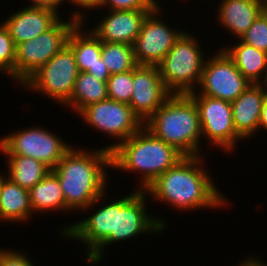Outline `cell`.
Listing matches in <instances>:
<instances>
[{
    "instance_id": "obj_1",
    "label": "cell",
    "mask_w": 267,
    "mask_h": 266,
    "mask_svg": "<svg viewBox=\"0 0 267 266\" xmlns=\"http://www.w3.org/2000/svg\"><path fill=\"white\" fill-rule=\"evenodd\" d=\"M132 192L107 204L104 202L89 217L62 225L59 234L85 243L86 261L94 266L103 261V253L110 244L137 238L141 234L163 232L168 225L165 218L146 211L147 193L137 188Z\"/></svg>"
},
{
    "instance_id": "obj_2",
    "label": "cell",
    "mask_w": 267,
    "mask_h": 266,
    "mask_svg": "<svg viewBox=\"0 0 267 266\" xmlns=\"http://www.w3.org/2000/svg\"><path fill=\"white\" fill-rule=\"evenodd\" d=\"M204 158L203 155L184 156L144 191L152 200L177 211L224 208L227 199L212 181L207 168L201 166Z\"/></svg>"
},
{
    "instance_id": "obj_3",
    "label": "cell",
    "mask_w": 267,
    "mask_h": 266,
    "mask_svg": "<svg viewBox=\"0 0 267 266\" xmlns=\"http://www.w3.org/2000/svg\"><path fill=\"white\" fill-rule=\"evenodd\" d=\"M95 149L72 146L52 169L60 182L67 213L91 210L107 195L106 169L111 168V152L104 147Z\"/></svg>"
},
{
    "instance_id": "obj_4",
    "label": "cell",
    "mask_w": 267,
    "mask_h": 266,
    "mask_svg": "<svg viewBox=\"0 0 267 266\" xmlns=\"http://www.w3.org/2000/svg\"><path fill=\"white\" fill-rule=\"evenodd\" d=\"M184 156L173 146L155 137L144 126L111 151V168L141 174L139 190H145L162 173Z\"/></svg>"
},
{
    "instance_id": "obj_5",
    "label": "cell",
    "mask_w": 267,
    "mask_h": 266,
    "mask_svg": "<svg viewBox=\"0 0 267 266\" xmlns=\"http://www.w3.org/2000/svg\"><path fill=\"white\" fill-rule=\"evenodd\" d=\"M144 127L183 156L202 155L199 112L189 94H171Z\"/></svg>"
},
{
    "instance_id": "obj_6",
    "label": "cell",
    "mask_w": 267,
    "mask_h": 266,
    "mask_svg": "<svg viewBox=\"0 0 267 266\" xmlns=\"http://www.w3.org/2000/svg\"><path fill=\"white\" fill-rule=\"evenodd\" d=\"M199 44V40L185 31L157 65L161 79L171 94L197 91L206 60Z\"/></svg>"
},
{
    "instance_id": "obj_7",
    "label": "cell",
    "mask_w": 267,
    "mask_h": 266,
    "mask_svg": "<svg viewBox=\"0 0 267 266\" xmlns=\"http://www.w3.org/2000/svg\"><path fill=\"white\" fill-rule=\"evenodd\" d=\"M69 15L68 21L60 18L50 29L36 38L16 45V84L23 85L67 44L71 31L81 21L70 13Z\"/></svg>"
},
{
    "instance_id": "obj_8",
    "label": "cell",
    "mask_w": 267,
    "mask_h": 266,
    "mask_svg": "<svg viewBox=\"0 0 267 266\" xmlns=\"http://www.w3.org/2000/svg\"><path fill=\"white\" fill-rule=\"evenodd\" d=\"M79 70L72 48L66 44L41 66L23 85L30 92L43 94L64 106L71 97Z\"/></svg>"
},
{
    "instance_id": "obj_9",
    "label": "cell",
    "mask_w": 267,
    "mask_h": 266,
    "mask_svg": "<svg viewBox=\"0 0 267 266\" xmlns=\"http://www.w3.org/2000/svg\"><path fill=\"white\" fill-rule=\"evenodd\" d=\"M55 132L44 127L31 126L13 131L0 138L3 155H23L43 162L51 170L72 147Z\"/></svg>"
},
{
    "instance_id": "obj_10",
    "label": "cell",
    "mask_w": 267,
    "mask_h": 266,
    "mask_svg": "<svg viewBox=\"0 0 267 266\" xmlns=\"http://www.w3.org/2000/svg\"><path fill=\"white\" fill-rule=\"evenodd\" d=\"M86 124L106 133L105 136L118 138L104 148L110 152L120 143L137 133L143 126L142 120L133 112L129 104L106 99L85 107L79 114Z\"/></svg>"
},
{
    "instance_id": "obj_11",
    "label": "cell",
    "mask_w": 267,
    "mask_h": 266,
    "mask_svg": "<svg viewBox=\"0 0 267 266\" xmlns=\"http://www.w3.org/2000/svg\"><path fill=\"white\" fill-rule=\"evenodd\" d=\"M205 60L197 91L189 95H205L224 101H234L250 84L237 69L235 62L219 48ZM200 90V91H198Z\"/></svg>"
},
{
    "instance_id": "obj_12",
    "label": "cell",
    "mask_w": 267,
    "mask_h": 266,
    "mask_svg": "<svg viewBox=\"0 0 267 266\" xmlns=\"http://www.w3.org/2000/svg\"><path fill=\"white\" fill-rule=\"evenodd\" d=\"M199 112L201 135L208 144L231 152L237 148V140H244L235 130L231 102L205 95H190Z\"/></svg>"
},
{
    "instance_id": "obj_13",
    "label": "cell",
    "mask_w": 267,
    "mask_h": 266,
    "mask_svg": "<svg viewBox=\"0 0 267 266\" xmlns=\"http://www.w3.org/2000/svg\"><path fill=\"white\" fill-rule=\"evenodd\" d=\"M161 9L157 7L147 15L135 39L133 51L138 65L157 66L185 32L163 22Z\"/></svg>"
},
{
    "instance_id": "obj_14",
    "label": "cell",
    "mask_w": 267,
    "mask_h": 266,
    "mask_svg": "<svg viewBox=\"0 0 267 266\" xmlns=\"http://www.w3.org/2000/svg\"><path fill=\"white\" fill-rule=\"evenodd\" d=\"M132 89L129 105L143 123L171 95L161 79L157 66L137 65L133 69Z\"/></svg>"
},
{
    "instance_id": "obj_15",
    "label": "cell",
    "mask_w": 267,
    "mask_h": 266,
    "mask_svg": "<svg viewBox=\"0 0 267 266\" xmlns=\"http://www.w3.org/2000/svg\"><path fill=\"white\" fill-rule=\"evenodd\" d=\"M152 11L154 10H106L107 15L103 19L101 17L96 27L90 30L101 41L133 45L143 21Z\"/></svg>"
},
{
    "instance_id": "obj_16",
    "label": "cell",
    "mask_w": 267,
    "mask_h": 266,
    "mask_svg": "<svg viewBox=\"0 0 267 266\" xmlns=\"http://www.w3.org/2000/svg\"><path fill=\"white\" fill-rule=\"evenodd\" d=\"M59 14V15H58ZM60 13L44 7L25 6L2 22L8 29L15 45L36 38L50 29L59 19Z\"/></svg>"
},
{
    "instance_id": "obj_17",
    "label": "cell",
    "mask_w": 267,
    "mask_h": 266,
    "mask_svg": "<svg viewBox=\"0 0 267 266\" xmlns=\"http://www.w3.org/2000/svg\"><path fill=\"white\" fill-rule=\"evenodd\" d=\"M266 95L265 84L251 83L231 102L233 124L236 132L243 139H250L256 131L259 132L261 111Z\"/></svg>"
},
{
    "instance_id": "obj_18",
    "label": "cell",
    "mask_w": 267,
    "mask_h": 266,
    "mask_svg": "<svg viewBox=\"0 0 267 266\" xmlns=\"http://www.w3.org/2000/svg\"><path fill=\"white\" fill-rule=\"evenodd\" d=\"M267 0H220L217 8L222 28L240 39L265 10Z\"/></svg>"
},
{
    "instance_id": "obj_19",
    "label": "cell",
    "mask_w": 267,
    "mask_h": 266,
    "mask_svg": "<svg viewBox=\"0 0 267 266\" xmlns=\"http://www.w3.org/2000/svg\"><path fill=\"white\" fill-rule=\"evenodd\" d=\"M231 47H220L235 62L241 74L253 84L267 81V53L243 43L240 39Z\"/></svg>"
},
{
    "instance_id": "obj_20",
    "label": "cell",
    "mask_w": 267,
    "mask_h": 266,
    "mask_svg": "<svg viewBox=\"0 0 267 266\" xmlns=\"http://www.w3.org/2000/svg\"><path fill=\"white\" fill-rule=\"evenodd\" d=\"M32 214L28 189L20 187L4 176L0 181L1 222H26L32 218Z\"/></svg>"
},
{
    "instance_id": "obj_21",
    "label": "cell",
    "mask_w": 267,
    "mask_h": 266,
    "mask_svg": "<svg viewBox=\"0 0 267 266\" xmlns=\"http://www.w3.org/2000/svg\"><path fill=\"white\" fill-rule=\"evenodd\" d=\"M85 25L80 21L67 41L74 52L79 72H87L89 68L105 64L101 57V40L91 30H86Z\"/></svg>"
},
{
    "instance_id": "obj_22",
    "label": "cell",
    "mask_w": 267,
    "mask_h": 266,
    "mask_svg": "<svg viewBox=\"0 0 267 266\" xmlns=\"http://www.w3.org/2000/svg\"><path fill=\"white\" fill-rule=\"evenodd\" d=\"M28 191L34 214L49 211L65 212V198L58 177L52 170Z\"/></svg>"
},
{
    "instance_id": "obj_23",
    "label": "cell",
    "mask_w": 267,
    "mask_h": 266,
    "mask_svg": "<svg viewBox=\"0 0 267 266\" xmlns=\"http://www.w3.org/2000/svg\"><path fill=\"white\" fill-rule=\"evenodd\" d=\"M108 99L107 83L87 72H79L70 100L63 106L79 114L85 107Z\"/></svg>"
},
{
    "instance_id": "obj_24",
    "label": "cell",
    "mask_w": 267,
    "mask_h": 266,
    "mask_svg": "<svg viewBox=\"0 0 267 266\" xmlns=\"http://www.w3.org/2000/svg\"><path fill=\"white\" fill-rule=\"evenodd\" d=\"M7 172L5 175L20 187L30 189L40 182L51 170L43 162L23 155H5Z\"/></svg>"
},
{
    "instance_id": "obj_25",
    "label": "cell",
    "mask_w": 267,
    "mask_h": 266,
    "mask_svg": "<svg viewBox=\"0 0 267 266\" xmlns=\"http://www.w3.org/2000/svg\"><path fill=\"white\" fill-rule=\"evenodd\" d=\"M101 57L111 75L133 70L138 64L133 45L101 41Z\"/></svg>"
},
{
    "instance_id": "obj_26",
    "label": "cell",
    "mask_w": 267,
    "mask_h": 266,
    "mask_svg": "<svg viewBox=\"0 0 267 266\" xmlns=\"http://www.w3.org/2000/svg\"><path fill=\"white\" fill-rule=\"evenodd\" d=\"M108 99L130 103L133 92V70L113 74L107 80Z\"/></svg>"
},
{
    "instance_id": "obj_27",
    "label": "cell",
    "mask_w": 267,
    "mask_h": 266,
    "mask_svg": "<svg viewBox=\"0 0 267 266\" xmlns=\"http://www.w3.org/2000/svg\"><path fill=\"white\" fill-rule=\"evenodd\" d=\"M15 57L16 45L11 38L8 29L0 24V73L7 75L15 82Z\"/></svg>"
},
{
    "instance_id": "obj_28",
    "label": "cell",
    "mask_w": 267,
    "mask_h": 266,
    "mask_svg": "<svg viewBox=\"0 0 267 266\" xmlns=\"http://www.w3.org/2000/svg\"><path fill=\"white\" fill-rule=\"evenodd\" d=\"M240 40L267 53V11L264 10Z\"/></svg>"
},
{
    "instance_id": "obj_29",
    "label": "cell",
    "mask_w": 267,
    "mask_h": 266,
    "mask_svg": "<svg viewBox=\"0 0 267 266\" xmlns=\"http://www.w3.org/2000/svg\"><path fill=\"white\" fill-rule=\"evenodd\" d=\"M102 7H108V10H155L163 6L156 0H99L95 9Z\"/></svg>"
},
{
    "instance_id": "obj_30",
    "label": "cell",
    "mask_w": 267,
    "mask_h": 266,
    "mask_svg": "<svg viewBox=\"0 0 267 266\" xmlns=\"http://www.w3.org/2000/svg\"><path fill=\"white\" fill-rule=\"evenodd\" d=\"M29 255L21 250L0 249V266H34Z\"/></svg>"
},
{
    "instance_id": "obj_31",
    "label": "cell",
    "mask_w": 267,
    "mask_h": 266,
    "mask_svg": "<svg viewBox=\"0 0 267 266\" xmlns=\"http://www.w3.org/2000/svg\"><path fill=\"white\" fill-rule=\"evenodd\" d=\"M65 1H67V3H72V5L74 4L73 6H76L75 9L80 10H72L71 15L79 18L82 22H86V20L88 19L87 17H85L86 11L95 9L99 2V0H64V3ZM80 8H82V10Z\"/></svg>"
},
{
    "instance_id": "obj_32",
    "label": "cell",
    "mask_w": 267,
    "mask_h": 266,
    "mask_svg": "<svg viewBox=\"0 0 267 266\" xmlns=\"http://www.w3.org/2000/svg\"><path fill=\"white\" fill-rule=\"evenodd\" d=\"M87 73L93 75L96 79L104 82H107L108 78L111 76L106 67V64L96 65L93 68H89Z\"/></svg>"
},
{
    "instance_id": "obj_33",
    "label": "cell",
    "mask_w": 267,
    "mask_h": 266,
    "mask_svg": "<svg viewBox=\"0 0 267 266\" xmlns=\"http://www.w3.org/2000/svg\"><path fill=\"white\" fill-rule=\"evenodd\" d=\"M64 3V0H31L29 7H44L56 10L60 12V4ZM59 7V8H58Z\"/></svg>"
},
{
    "instance_id": "obj_34",
    "label": "cell",
    "mask_w": 267,
    "mask_h": 266,
    "mask_svg": "<svg viewBox=\"0 0 267 266\" xmlns=\"http://www.w3.org/2000/svg\"><path fill=\"white\" fill-rule=\"evenodd\" d=\"M265 129L267 131V95L264 99L262 111H261V117H260V124H259V131L260 129Z\"/></svg>"
},
{
    "instance_id": "obj_35",
    "label": "cell",
    "mask_w": 267,
    "mask_h": 266,
    "mask_svg": "<svg viewBox=\"0 0 267 266\" xmlns=\"http://www.w3.org/2000/svg\"><path fill=\"white\" fill-rule=\"evenodd\" d=\"M256 255L253 254L248 256V266H267V262L260 261Z\"/></svg>"
},
{
    "instance_id": "obj_36",
    "label": "cell",
    "mask_w": 267,
    "mask_h": 266,
    "mask_svg": "<svg viewBox=\"0 0 267 266\" xmlns=\"http://www.w3.org/2000/svg\"><path fill=\"white\" fill-rule=\"evenodd\" d=\"M238 264H239V266H248V257H246L244 260H242Z\"/></svg>"
},
{
    "instance_id": "obj_37",
    "label": "cell",
    "mask_w": 267,
    "mask_h": 266,
    "mask_svg": "<svg viewBox=\"0 0 267 266\" xmlns=\"http://www.w3.org/2000/svg\"><path fill=\"white\" fill-rule=\"evenodd\" d=\"M4 176H5L4 174H1V173H0V181H1V179H2Z\"/></svg>"
}]
</instances>
